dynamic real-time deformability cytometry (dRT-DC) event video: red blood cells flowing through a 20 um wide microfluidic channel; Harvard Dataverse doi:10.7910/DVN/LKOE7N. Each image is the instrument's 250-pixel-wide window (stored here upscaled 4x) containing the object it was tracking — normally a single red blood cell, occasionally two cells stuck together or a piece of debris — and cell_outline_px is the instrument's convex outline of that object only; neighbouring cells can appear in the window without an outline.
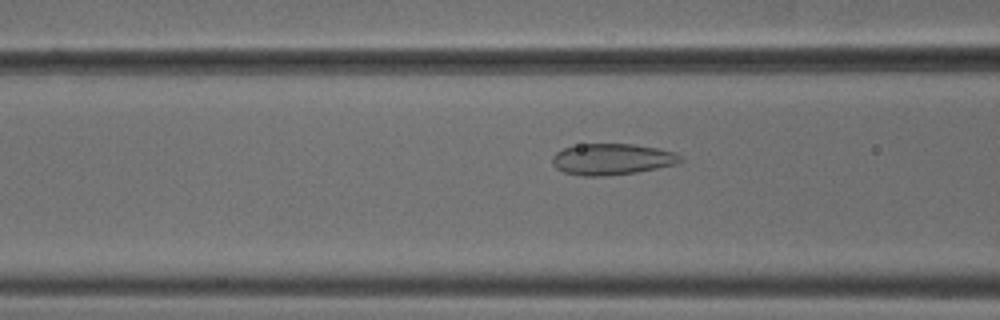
{"species": "common noctule bat (a hibernating species)", "species_latin": "Nyctalus noctula", "temperature_condition": "cold", "stored_images_in_passage": 53, "camera_frame_rate_fps": 3000, "um_per_image_px": 0.085, "animal": {"sex": "male", "body_mass_g": 18.8}, "frame": {"image": 1, "passage_image": 21, "time_ms": 6.667, "image_size_px": [1000, 320], "cell_outline_px": [[684, 160], [680, 164], [636, 172], [604, 176], [584, 176], [564, 172], [556, 168], [552, 164], [552, 156], [556, 152], [564, 148], [580, 144], [632, 144], [660, 148], [676, 152]], "centroid_in_image_um": [52.06, 13.53], "position_along_channel_um": 114.5, "area_um2": 23.52}}
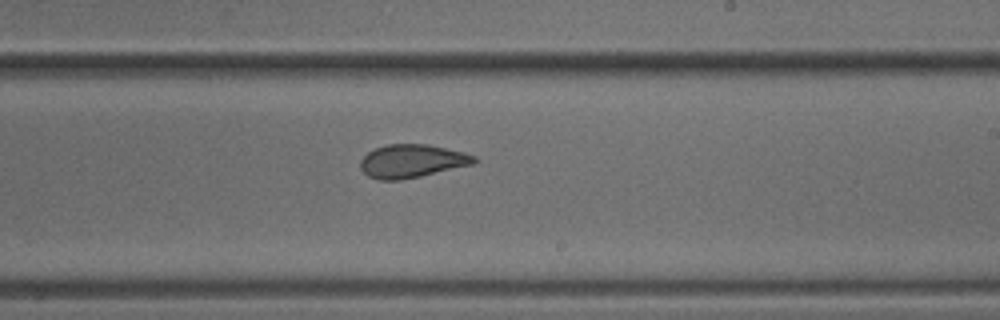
{"frame": {"image": 2, "passage_image": 32, "time_ms": 10.333, "image_size_px": [1000, 320], "cell_outline_px": [[480, 160], [476, 164], [420, 176], [400, 180], [376, 180], [368, 176], [360, 168], [360, 160], [368, 152], [376, 148], [388, 144], [428, 144], [464, 152], [476, 156]], "centroid_in_image_um": [35.05, 13.69], "position_along_channel_um": 253.9, "area_um2": 22.25}}
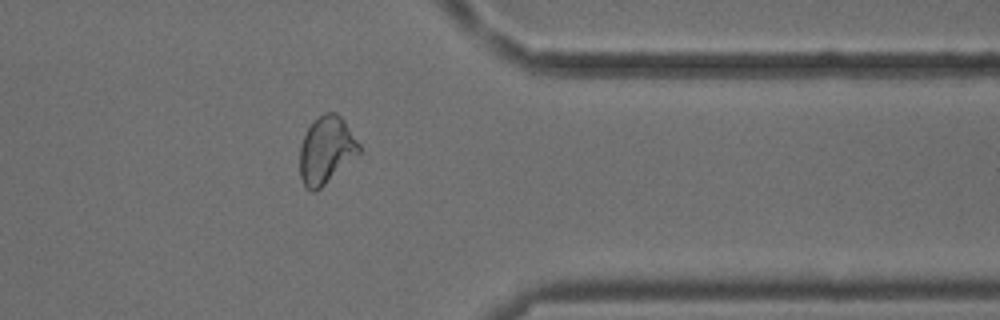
{"frame": {"image": 3, "passage_image": 43, "time_ms": 14.0, "image_size_px": [1000, 320], "cell_outline_px": [[360, 152], [316, 192], [312, 192], [304, 184], [300, 176], [300, 144], [308, 128], [324, 112], [336, 112], [344, 120], [360, 144]], "centroid_in_image_um": [27.73, 12.76], "position_along_channel_um": 383.7, "area_um2": 22.89}, "authors_computed_cell_mechanics": {"area_um2": 23.5824, "velocity_mm_per_s": 3.7918, "shape_relaxation_time_tau1_ms": null, "shape_relaxation_time_tau2_ms": 1.0854, "deformation_change_tau1": null, "deformation_change_tau2": 0.0688}}